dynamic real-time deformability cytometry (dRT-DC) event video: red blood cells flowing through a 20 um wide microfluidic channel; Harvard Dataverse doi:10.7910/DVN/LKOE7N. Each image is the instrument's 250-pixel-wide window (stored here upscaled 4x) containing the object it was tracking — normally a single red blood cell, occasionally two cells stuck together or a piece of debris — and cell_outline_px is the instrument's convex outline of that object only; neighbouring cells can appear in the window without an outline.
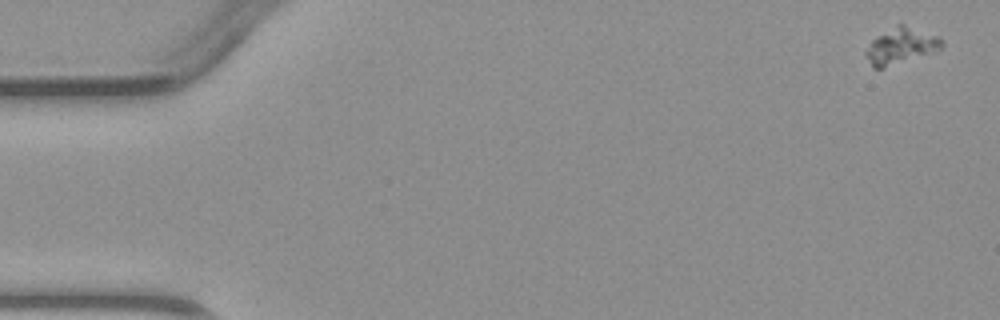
{"species": "common noctule bat (a hibernating species)", "species_latin": "Nyctalus noctula", "temperature_condition": "warm", "stored_images_in_passage": 6, "camera_frame_rate_fps": 3000, "um_per_image_px": 0.085, "animal": {"sex": "male", "body_mass_g": 23.1, "forearm_length_mm": 52.7}, "frame": {"image": 1, "passage_image": 1, "time_ms": 0.0, "image_size_px": [1000, 320], "cell_outline_px": [[944, 44], [940, 48], [884, 68], [872, 68], [864, 52], [872, 40], [896, 24], [904, 24], [940, 36]], "centroid_in_image_um": [76.55, 3.88], "position_along_channel_um": 8.4, "area_um2": 15.61}}
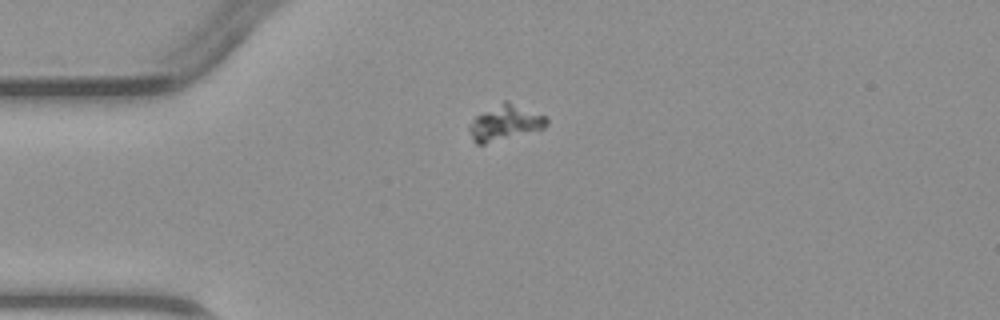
{"frame": {"image": 2, "passage_image": 4, "time_ms": 3.667, "image_size_px": [1000, 320], "cell_outline_px": [[548, 124], [544, 128], [484, 144], [476, 144], [472, 140], [468, 128], [472, 120], [476, 116], [504, 100], [508, 100], [548, 116]], "centroid_in_image_um": [42.95, 10.42], "position_along_channel_um": 42.0, "area_um2": 15.95}}
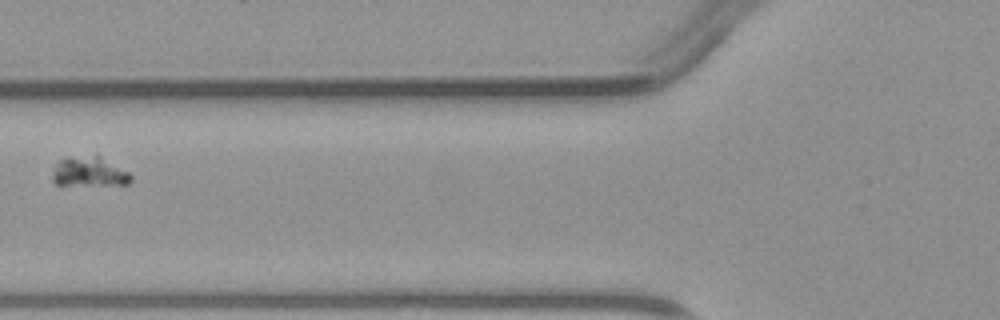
{"frame": {"image": 3, "passage_image": 6, "time_ms": 6.0, "image_size_px": [1000, 320], "cell_outline_px": [[132, 180], [128, 184], [60, 188], [52, 180], [52, 172], [56, 164], [60, 160], [96, 156], [100, 156], [128, 172], [132, 176]], "centroid_in_image_um": [7.55, 14.71], "position_along_channel_um": 118.3, "area_um2": 13.93}}